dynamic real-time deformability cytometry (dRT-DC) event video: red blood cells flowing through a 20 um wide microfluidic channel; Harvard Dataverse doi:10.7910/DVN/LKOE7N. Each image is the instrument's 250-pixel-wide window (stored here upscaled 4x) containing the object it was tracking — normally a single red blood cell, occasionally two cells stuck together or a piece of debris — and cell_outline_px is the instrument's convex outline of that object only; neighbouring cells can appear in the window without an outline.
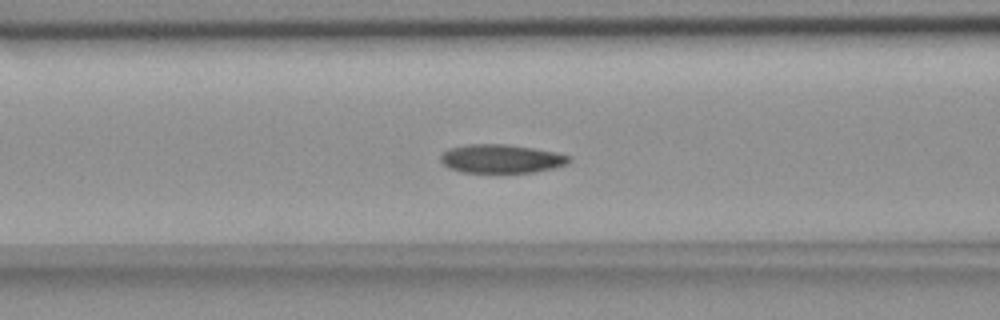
{"species": "common noctule bat (a hibernating species)", "species_latin": "Nyctalus noctula", "temperature_condition": "room temperature", "stored_images_in_passage": 37, "camera_frame_rate_fps": 3000, "um_per_image_px": 0.085, "animal": {"sex": "female", "body_mass_g": 18.4}, "frame": {"image": 1, "passage_image": 22, "time_ms": 7.0, "image_size_px": [1000, 320], "cell_outline_px": [[572, 160], [568, 164], [552, 168], [532, 172], [460, 172], [448, 168], [440, 160], [440, 156], [448, 148], [468, 144], [508, 144], [556, 152], [572, 156]], "centroid_in_image_um": [42.61, 13.48], "position_along_channel_um": 124.0, "area_um2": 21.5}}
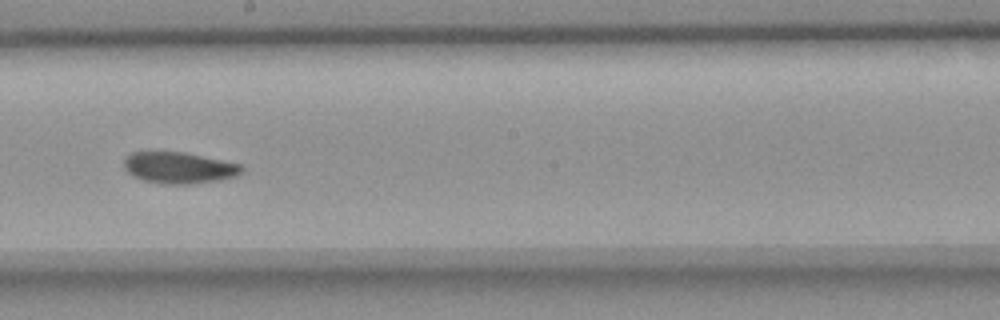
{"frame": {"image": 2, "passage_image": 31, "time_ms": 10.0, "image_size_px": [1000, 320], "cell_outline_px": [[244, 168], [236, 176], [220, 180], [188, 184], [160, 184], [144, 180], [132, 176], [124, 168], [124, 156], [132, 152], [184, 152], [244, 164]], "centroid_in_image_um": [15.22, 14.25], "position_along_channel_um": 233.0, "area_um2": 21.73}}
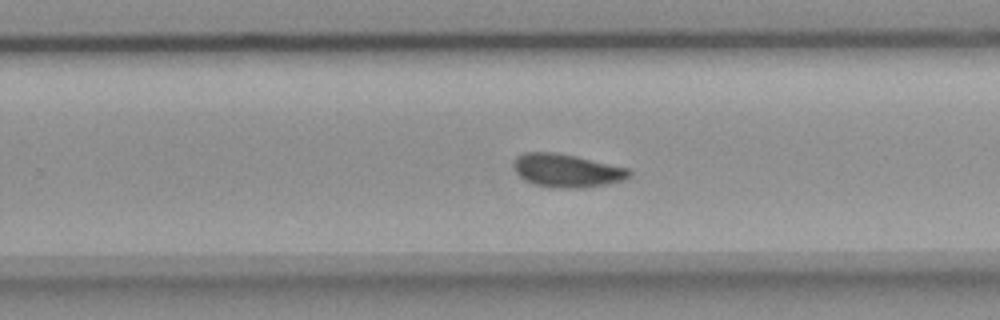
{"frame": {"image": 3, "passage_image": 35, "time_ms": 11.333, "image_size_px": [1000, 320], "cell_outline_px": [[632, 176], [624, 180], [584, 188], [552, 188], [536, 184], [524, 180], [516, 172], [516, 156], [524, 152], [552, 152], [576, 156], [628, 168], [632, 172]], "centroid_in_image_um": [48.21, 14.5], "position_along_channel_um": 281.6, "area_um2": 22.25}}